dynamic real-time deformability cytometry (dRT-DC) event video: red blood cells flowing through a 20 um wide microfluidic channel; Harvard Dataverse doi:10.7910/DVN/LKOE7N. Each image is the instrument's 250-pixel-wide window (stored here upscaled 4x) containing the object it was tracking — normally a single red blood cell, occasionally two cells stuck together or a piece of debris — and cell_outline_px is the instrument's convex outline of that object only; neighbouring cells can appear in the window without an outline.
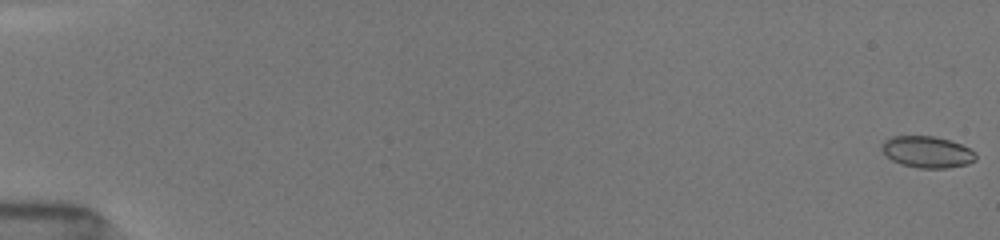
{"species": "common noctule bat (a hibernating species)", "species_latin": "Nyctalus noctula", "temperature_condition": "room temperature", "stored_images_in_passage": 34, "camera_frame_rate_fps": 3000, "um_per_image_px": 0.085, "animal": {"sex": "female", "body_mass_g": 19.5, "forearm_length_mm": 54.1}, "frame": {"image": 1, "passage_image": 1, "time_ms": 0.0, "image_size_px": [1000, 240], "cell_outline_px": [[976, 160], [968, 164], [944, 168], [920, 168], [900, 164], [892, 160], [880, 148], [884, 140], [892, 136], [932, 136], [948, 140], [960, 144], [976, 152]], "centroid_in_image_um": [78.8, 12.92], "position_along_channel_um": 6.2, "area_um2": 17.17}}
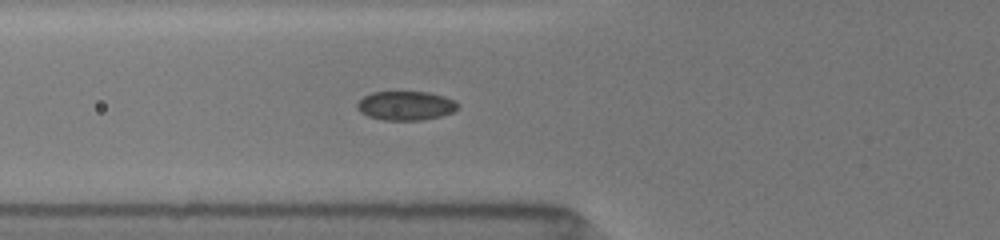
{"frame": {"image": 2, "passage_image": 25, "time_ms": 6.667, "image_size_px": [1000, 240], "cell_outline_px": [[460, 108], [452, 112], [440, 116], [420, 120], [384, 120], [368, 116], [360, 112], [356, 108], [356, 104], [364, 96], [372, 92], [428, 92], [444, 96], [460, 104]], "centroid_in_image_um": [34.48, 8.98], "position_along_channel_um": 91.3, "area_um2": 17.05}}
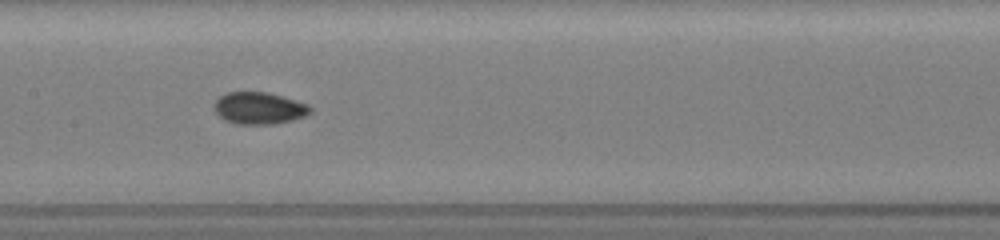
{"frame": {"image": 3, "passage_image": 33, "time_ms": 9.0, "image_size_px": [1000, 240], "cell_outline_px": [[312, 112], [304, 116], [292, 120], [272, 124], [236, 124], [224, 120], [216, 112], [212, 104], [224, 92], [268, 92], [296, 100], [308, 104], [312, 108]], "centroid_in_image_um": [22.01, 9.19], "position_along_channel_um": 185.4, "area_um2": 18.03}}